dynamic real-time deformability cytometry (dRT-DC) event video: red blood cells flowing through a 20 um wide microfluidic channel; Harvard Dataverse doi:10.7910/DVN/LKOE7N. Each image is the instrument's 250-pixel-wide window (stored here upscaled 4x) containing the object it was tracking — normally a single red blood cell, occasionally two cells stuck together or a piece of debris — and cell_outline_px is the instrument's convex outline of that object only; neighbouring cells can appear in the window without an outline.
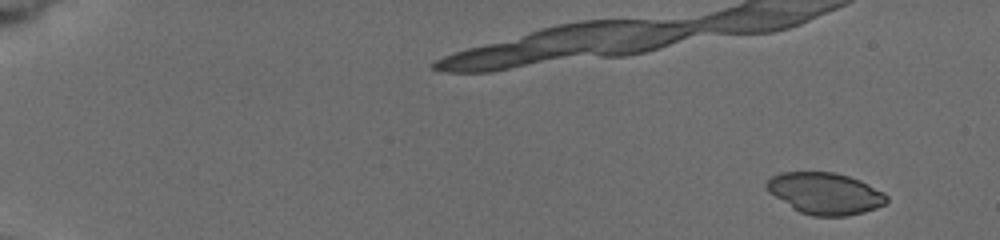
{"species": "common noctule bat (a hibernating species)", "species_latin": "Nyctalus noctula", "temperature_condition": "cold", "stored_images_in_passage": 7, "camera_frame_rate_fps": 3000, "um_per_image_px": 0.085, "animal": {"sex": "female", "body_mass_g": 19.5, "forearm_length_mm": 54.1}, "frame": {"image": 1, "passage_image": 1, "time_ms": 0.0, "image_size_px": [1000, 240], "cell_outline_px": [[888, 200], [884, 204], [876, 208], [864, 212], [844, 216], [812, 216], [800, 212], [792, 208], [768, 192], [764, 184], [772, 176], [780, 172], [832, 172], [848, 176], [860, 180], [884, 192], [888, 196]], "centroid_in_image_um": [70.12, 16.44], "position_along_channel_um": 14.9, "area_um2": 29.13}}